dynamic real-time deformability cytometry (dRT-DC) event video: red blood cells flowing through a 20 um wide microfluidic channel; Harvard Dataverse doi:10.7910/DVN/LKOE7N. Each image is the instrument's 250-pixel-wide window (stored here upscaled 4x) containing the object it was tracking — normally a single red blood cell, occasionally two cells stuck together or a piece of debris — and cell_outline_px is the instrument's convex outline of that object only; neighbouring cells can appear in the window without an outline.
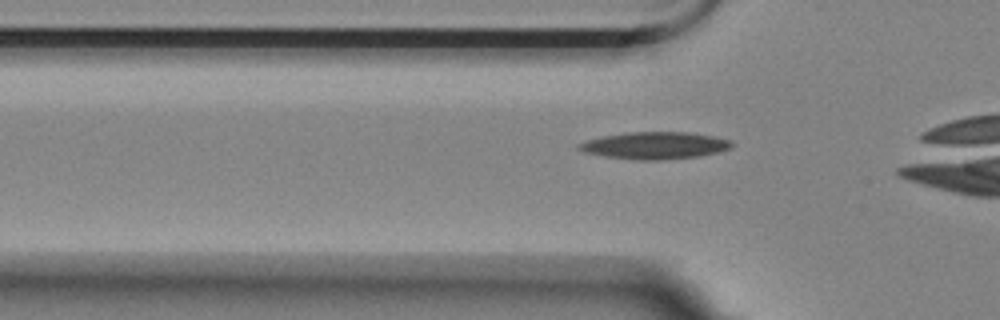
{"species": "Egyptian fruit bat (a non-hibernating species)", "species_latin": "Rousettus aegyptiacus", "temperature_condition": "room temperature", "stored_images_in_passage": 48, "camera_frame_rate_fps": 3000, "um_per_image_px": 0.085, "animal": {"sex": "female"}, "frame": {"image": 1, "passage_image": 13, "time_ms": 4.0, "image_size_px": [1000, 320], "cell_outline_px": [[732, 148], [720, 152], [700, 156], [660, 160], [636, 160], [604, 156], [584, 152], [576, 148], [576, 144], [588, 140], [604, 136], [628, 132], [688, 132], [712, 136], [732, 140]], "centroid_in_image_um": [55.67, 12.37], "position_along_channel_um": 70.1, "area_um2": 24.22}}
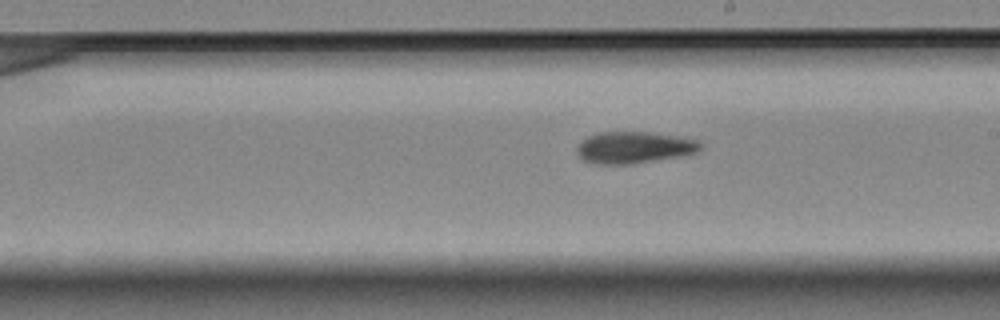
{"frame": {"image": 2, "passage_image": 28, "time_ms": 9.0, "image_size_px": [1000, 320], "cell_outline_px": [[704, 144], [696, 152], [680, 156], [632, 164], [592, 164], [580, 160], [576, 152], [576, 148], [588, 136], [600, 132], [652, 132], [700, 140]], "centroid_in_image_um": [53.88, 12.54], "position_along_channel_um": 235.1, "area_um2": 23.0}}
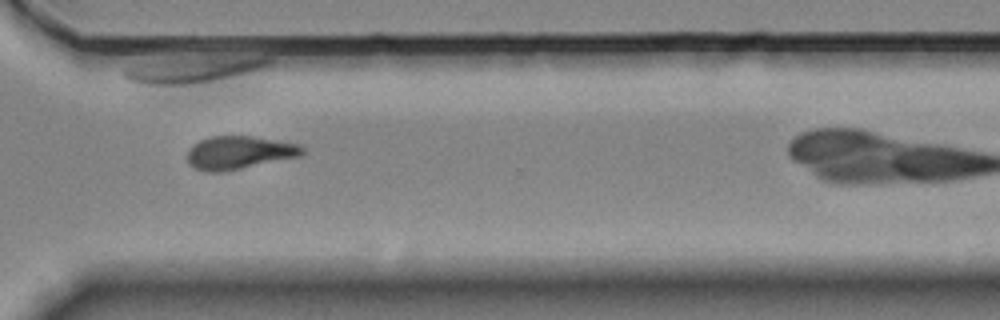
{"frame": {"image": 3, "passage_image": 38, "time_ms": 12.333, "image_size_px": [1000, 320], "cell_outline_px": [[304, 152], [300, 156], [220, 172], [208, 172], [196, 168], [188, 164], [188, 152], [200, 140], [212, 136], [248, 136], [300, 144], [304, 148]], "centroid_in_image_um": [20.34, 12.97], "position_along_channel_um": 350.3, "area_um2": 21.68}}